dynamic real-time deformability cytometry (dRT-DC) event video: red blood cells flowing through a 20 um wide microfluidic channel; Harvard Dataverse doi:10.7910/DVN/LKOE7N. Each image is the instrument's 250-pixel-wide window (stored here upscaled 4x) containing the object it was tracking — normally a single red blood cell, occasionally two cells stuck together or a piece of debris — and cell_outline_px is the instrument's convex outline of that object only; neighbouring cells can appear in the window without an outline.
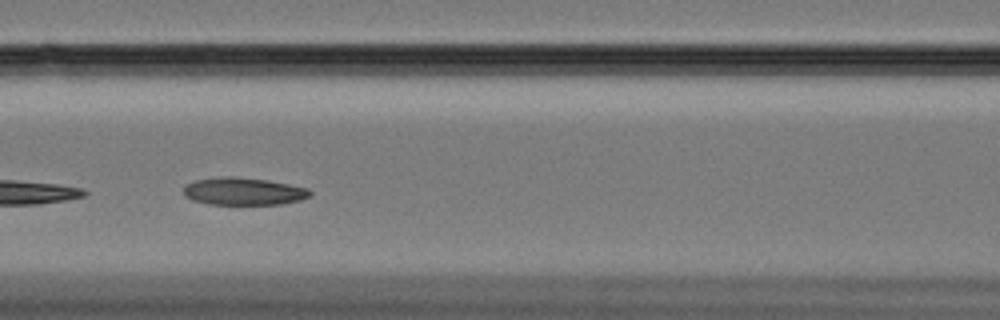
{"species": "Egyptian fruit bat (a non-hibernating species)", "species_latin": "Rousettus aegyptiacus", "temperature_condition": "cold", "stored_images_in_passage": 13, "camera_frame_rate_fps": 3000, "um_per_image_px": 0.085, "animal": {"sex": "female"}, "frame": {"image": 1, "passage_image": 11, "time_ms": 3.333, "image_size_px": [1000, 320], "cell_outline_px": [[312, 192], [308, 196], [300, 200], [280, 204], [208, 204], [192, 200], [184, 196], [184, 188], [188, 184], [196, 180], [220, 176], [232, 176], [268, 180], [308, 188]], "centroid_in_image_um": [20.68, 16.26], "position_along_channel_um": 145.9, "area_um2": 20.17}}